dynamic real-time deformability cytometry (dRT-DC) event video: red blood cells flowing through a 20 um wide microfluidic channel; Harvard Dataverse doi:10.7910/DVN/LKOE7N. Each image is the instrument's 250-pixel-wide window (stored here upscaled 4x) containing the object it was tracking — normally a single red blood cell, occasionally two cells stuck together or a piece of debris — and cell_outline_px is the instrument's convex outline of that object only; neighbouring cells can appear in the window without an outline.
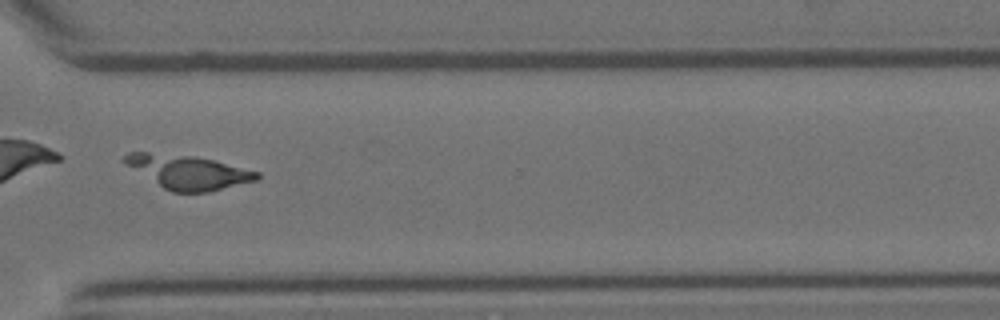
{"species": "Egyptian fruit bat (a non-hibernating species)", "species_latin": "Rousettus aegyptiacus", "temperature_condition": "room temperature", "stored_images_in_passage": 43, "camera_frame_rate_fps": 3000, "um_per_image_px": 0.085, "animal": {"sex": "female"}, "frame": {"image": 1, "passage_image": 31, "time_ms": 10.0, "image_size_px": [1000, 320], "cell_outline_px": [[260, 176], [256, 180], [208, 192], [172, 192], [164, 188], [120, 160], [128, 152], [148, 152], [192, 156], [212, 160], [260, 172]], "centroid_in_image_um": [15.99, 14.61], "position_along_channel_um": 354.6, "area_um2": 25.55}}